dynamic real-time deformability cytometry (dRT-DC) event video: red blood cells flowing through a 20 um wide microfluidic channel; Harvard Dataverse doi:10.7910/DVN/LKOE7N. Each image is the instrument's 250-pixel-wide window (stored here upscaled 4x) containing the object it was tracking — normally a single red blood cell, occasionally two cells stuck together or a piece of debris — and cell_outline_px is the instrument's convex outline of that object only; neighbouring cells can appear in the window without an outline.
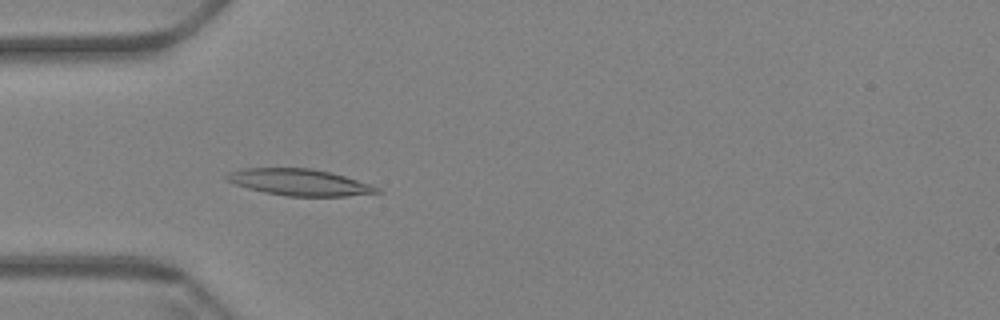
{"species": "Egyptian fruit bat (a non-hibernating species)", "species_latin": "Rousettus aegyptiacus", "temperature_condition": "warm", "stored_images_in_passage": 31, "camera_frame_rate_fps": 3000, "um_per_image_px": 0.085, "animal": {"sex": "female"}, "frame": {"image": 1, "passage_image": 19, "time_ms": 6.0, "image_size_px": [1000, 320], "cell_outline_px": [[384, 192], [344, 196], [288, 196], [264, 192], [248, 188], [224, 180], [224, 176], [228, 172], [240, 168], [312, 168], [344, 176], [372, 184], [380, 188]], "centroid_in_image_um": [25.44, 15.49], "position_along_channel_um": 59.6, "area_um2": 23.29}}
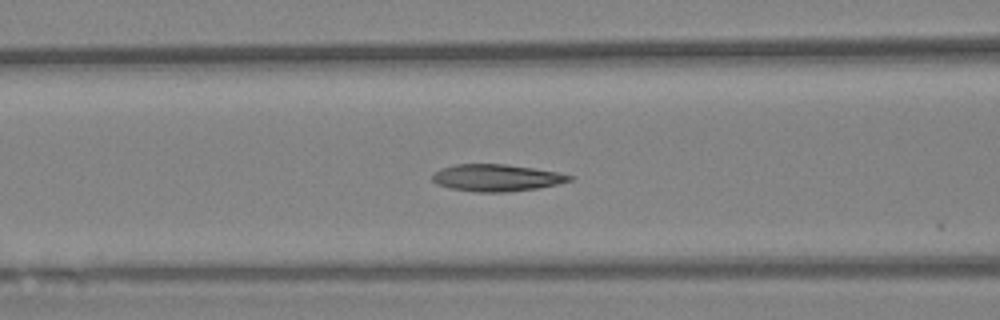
{"frame": {"image": 2, "passage_image": 25, "time_ms": 8.0, "image_size_px": [1000, 320], "cell_outline_px": [[576, 176], [572, 180], [556, 184], [536, 188], [508, 192], [476, 192], [448, 188], [436, 184], [432, 180], [432, 176], [440, 168], [456, 164], [504, 164], [532, 168], [556, 172]], "centroid_in_image_um": [42.17, 15.11], "position_along_channel_um": 124.4, "area_um2": 21.5}}
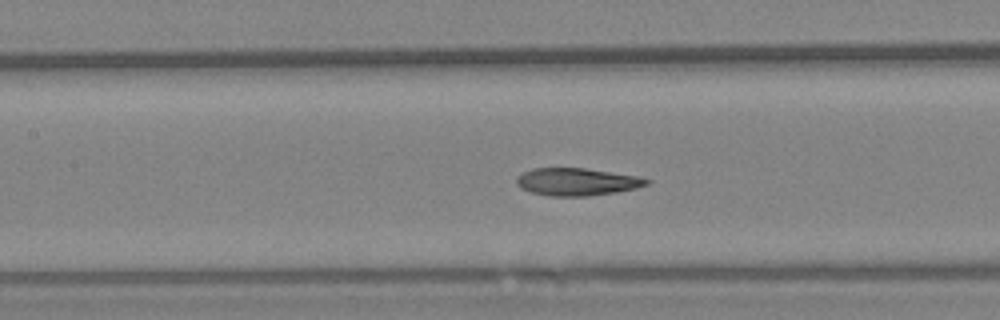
{"frame": {"image": 3, "passage_image": 28, "time_ms": 9.0, "image_size_px": [1000, 320], "cell_outline_px": [[652, 180], [648, 184], [636, 188], [616, 192], [588, 196], [548, 196], [532, 192], [520, 188], [516, 184], [516, 176], [532, 168], [584, 168], [636, 176]], "centroid_in_image_um": [49.0, 15.45], "position_along_channel_um": 158.4, "area_um2": 20.81}}